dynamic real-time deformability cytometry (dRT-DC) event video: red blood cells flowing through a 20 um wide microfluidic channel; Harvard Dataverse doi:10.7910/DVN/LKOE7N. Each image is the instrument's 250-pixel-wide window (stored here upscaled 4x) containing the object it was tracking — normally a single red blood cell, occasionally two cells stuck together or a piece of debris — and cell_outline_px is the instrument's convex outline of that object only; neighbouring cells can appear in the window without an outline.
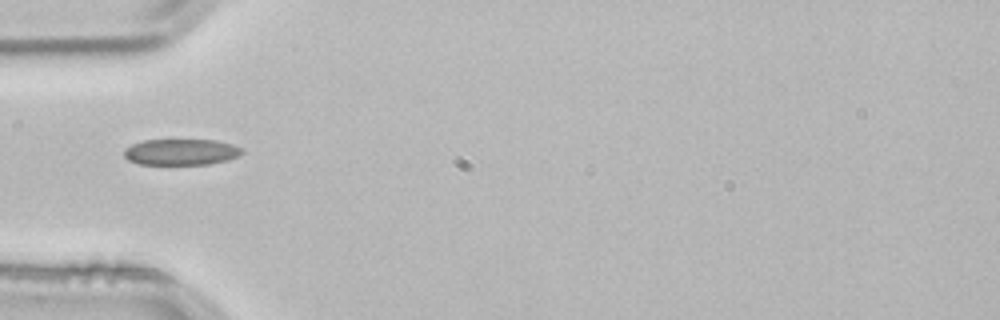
{"species": "common noctule bat (a hibernating species)", "species_latin": "Nyctalus noctula", "temperature_condition": "room temperature", "stored_images_in_passage": 1, "camera_frame_rate_fps": 3000, "um_per_image_px": 0.085, "animal": {"sex": "male", "body_mass_g": 21.5, "forearm_length_mm": 52.0}, "frame": {"image": 1, "passage_image": 1, "time_ms": 0.0, "image_size_px": [1000, 320], "cell_outline_px": [[244, 152], [240, 156], [228, 160], [208, 164], [136, 164], [128, 160], [124, 156], [124, 148], [132, 144], [144, 140], [216, 140], [232, 144], [244, 148]], "centroid_in_image_um": [15.41, 12.92], "position_along_channel_um": 69.6, "area_um2": 18.15}}